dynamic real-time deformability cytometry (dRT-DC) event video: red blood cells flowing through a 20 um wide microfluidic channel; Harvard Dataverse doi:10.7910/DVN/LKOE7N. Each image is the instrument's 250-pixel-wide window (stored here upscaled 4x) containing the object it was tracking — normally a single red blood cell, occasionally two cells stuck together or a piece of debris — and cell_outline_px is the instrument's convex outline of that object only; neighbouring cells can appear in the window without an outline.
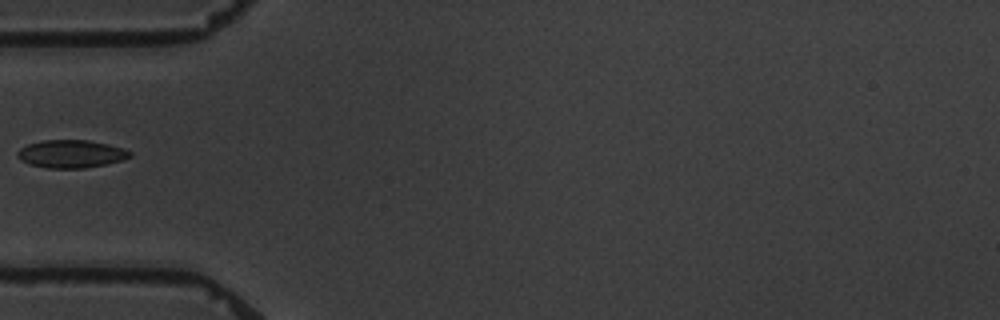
{"species": "common noctule bat (a hibernating species)", "species_latin": "Nyctalus noctula", "temperature_condition": "warm", "stored_images_in_passage": 10, "camera_frame_rate_fps": 3000, "um_per_image_px": 0.085, "animal": {"sex": "male", "body_mass_g": 19.5, "forearm_length_mm": 54.6}, "frame": {"image": 1, "passage_image": 1, "time_ms": 0.0, "image_size_px": [1000, 320], "cell_outline_px": [[132, 156], [124, 160], [84, 168], [44, 168], [28, 164], [16, 156], [16, 152], [20, 148], [28, 144], [44, 140], [88, 140], [108, 144], [124, 148], [132, 152]], "centroid_in_image_um": [6.04, 13.08], "position_along_channel_um": 79.0, "area_um2": 18.38}}
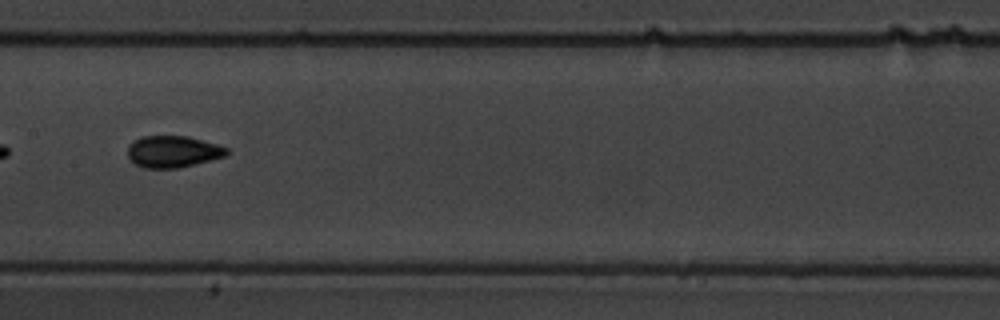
{"frame": {"image": 2, "passage_image": 4, "time_ms": 3.333, "image_size_px": [1000, 320], "cell_outline_px": [[228, 152], [224, 156], [180, 168], [144, 168], [136, 164], [128, 156], [128, 148], [140, 136], [188, 136], [216, 144], [228, 148]], "centroid_in_image_um": [14.7, 12.89], "position_along_channel_um": 192.7, "area_um2": 18.03}}
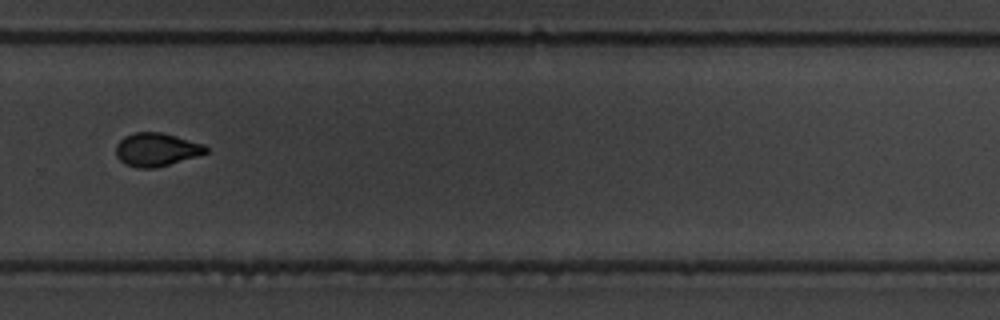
{"frame": {"image": 3, "passage_image": 7, "time_ms": 7.0, "image_size_px": [1000, 320], "cell_outline_px": [[208, 152], [196, 156], [156, 168], [136, 168], [124, 164], [116, 156], [116, 144], [124, 136], [136, 132], [160, 132], [204, 144], [208, 148]], "centroid_in_image_um": [13.26, 12.72], "position_along_channel_um": 316.5, "area_um2": 17.4}}